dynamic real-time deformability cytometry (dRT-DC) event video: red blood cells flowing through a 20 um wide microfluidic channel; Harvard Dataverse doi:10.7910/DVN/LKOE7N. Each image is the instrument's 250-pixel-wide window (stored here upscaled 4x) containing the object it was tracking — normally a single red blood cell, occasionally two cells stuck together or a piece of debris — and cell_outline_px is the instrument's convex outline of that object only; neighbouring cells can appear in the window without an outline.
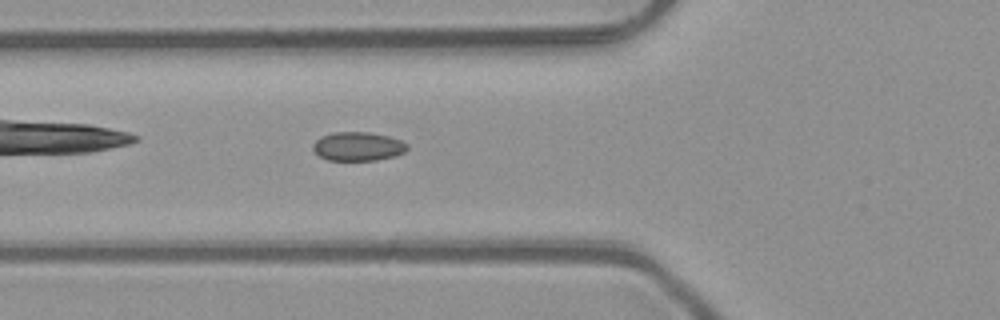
{"species": "common noctule bat (a hibernating species)", "species_latin": "Nyctalus noctula", "temperature_condition": "room temperature", "stored_images_in_passage": 43, "camera_frame_rate_fps": 3000, "um_per_image_px": 0.085, "animal": {"sex": "male", "body_mass_g": 23.1, "forearm_length_mm": 52.7}, "frame": {"image": 1, "passage_image": 11, "time_ms": 3.333, "image_size_px": [1000, 320], "cell_outline_px": [[408, 148], [404, 152], [396, 156], [376, 160], [328, 160], [320, 156], [312, 148], [312, 144], [320, 136], [332, 132], [372, 132], [388, 136], [400, 140], [408, 144]], "centroid_in_image_um": [30.43, 12.43], "position_along_channel_um": 95.4, "area_um2": 15.95}}
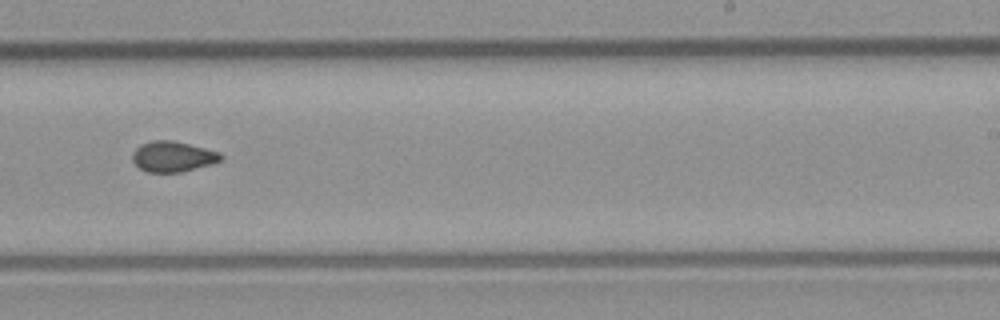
{"frame": {"image": 2, "passage_image": 24, "time_ms": 7.667, "image_size_px": [1000, 320], "cell_outline_px": [[224, 156], [220, 160], [212, 164], [180, 172], [148, 172], [140, 168], [132, 160], [132, 152], [140, 144], [152, 140], [172, 140], [220, 152]], "centroid_in_image_um": [14.67, 13.3], "position_along_channel_um": 274.3, "area_um2": 15.66}}
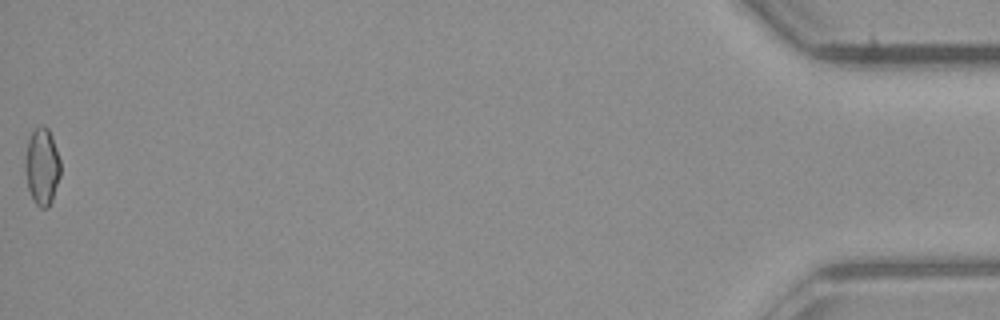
{"frame": {"image": 3, "passage_image": 43, "time_ms": 14.0, "image_size_px": [1000, 320], "cell_outline_px": [[60, 176], [52, 200], [48, 208], [40, 208], [36, 204], [28, 188], [24, 168], [24, 164], [28, 140], [32, 132], [36, 128], [44, 124], [48, 128], [52, 136], [60, 160]], "centroid_in_image_um": [3.57, 14.15], "position_along_channel_um": 431.6, "area_um2": 15.84}, "authors_computed_cell_mechanics": {"area_um2": 15.6638, "velocity_mm_per_s": 4.1212, "shape_relaxation_time_tau1_ms": null, "shape_relaxation_time_tau2_ms": 2.1106, "deformation_change_tau1": null, "deformation_change_tau2": 0.0595}}